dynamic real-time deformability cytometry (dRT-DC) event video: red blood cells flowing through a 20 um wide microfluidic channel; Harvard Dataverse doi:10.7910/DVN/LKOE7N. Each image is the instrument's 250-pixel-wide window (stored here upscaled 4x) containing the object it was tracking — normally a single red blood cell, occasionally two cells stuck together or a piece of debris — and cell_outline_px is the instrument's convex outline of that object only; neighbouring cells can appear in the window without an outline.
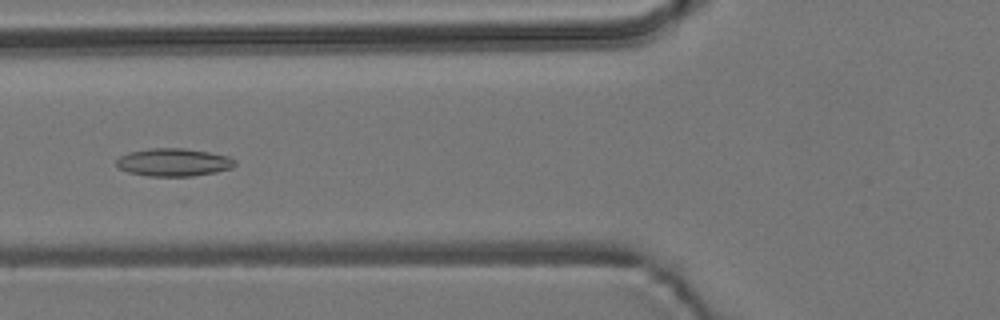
{"species": "common noctule bat (a hibernating species)", "species_latin": "Nyctalus noctula", "temperature_condition": "room temperature", "stored_images_in_passage": 8, "camera_frame_rate_fps": 3000, "um_per_image_px": 0.085, "animal": {"sex": "male", "body_mass_g": 19.2, "forearm_length_mm": 51.8}, "frame": {"image": 1, "passage_image": 6, "time_ms": 5.667, "image_size_px": [1000, 320], "cell_outline_px": [[236, 164], [232, 168], [216, 172], [192, 176], [148, 176], [128, 172], [116, 168], [116, 160], [120, 156], [128, 152], [148, 148], [184, 148], [208, 152], [228, 156], [236, 160]], "centroid_in_image_um": [14.73, 13.79], "position_along_channel_um": 111.1, "area_um2": 19.42}}
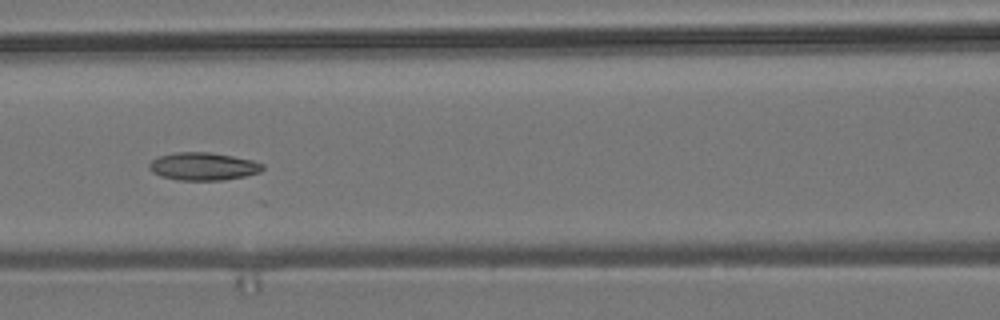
{"frame": {"image": 2, "passage_image": 7, "time_ms": 6.667, "image_size_px": [1000, 320], "cell_outline_px": [[264, 168], [260, 172], [244, 176], [224, 180], [176, 180], [160, 176], [152, 172], [148, 168], [148, 164], [156, 156], [176, 152], [212, 152], [252, 160], [264, 164]], "centroid_in_image_um": [17.23, 14.14], "position_along_channel_um": 149.4, "area_um2": 18.55}}